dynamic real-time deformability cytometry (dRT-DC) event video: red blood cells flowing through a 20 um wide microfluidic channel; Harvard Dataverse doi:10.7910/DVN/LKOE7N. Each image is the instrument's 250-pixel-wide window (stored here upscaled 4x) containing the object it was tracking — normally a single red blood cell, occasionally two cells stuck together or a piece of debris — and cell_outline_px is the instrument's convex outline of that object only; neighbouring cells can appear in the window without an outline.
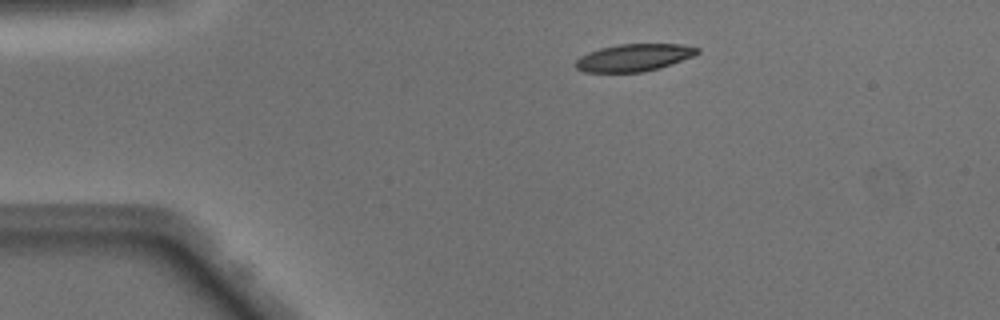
{"species": "Egyptian fruit bat (a non-hibernating species)", "species_latin": "Rousettus aegyptiacus", "temperature_condition": "warm", "stored_images_in_passage": 37, "camera_frame_rate_fps": 3000, "um_per_image_px": 0.085, "animal": {"sex": "male"}, "frame": {"image": 1, "passage_image": 1, "time_ms": 0.0, "image_size_px": [1000, 320], "cell_outline_px": [[700, 52], [692, 56], [660, 68], [644, 72], [584, 72], [576, 68], [576, 60], [580, 56], [588, 52], [600, 48], [620, 44], [680, 44], [700, 48]], "centroid_in_image_um": [53.87, 4.89], "position_along_channel_um": 31.1, "area_um2": 19.31}}
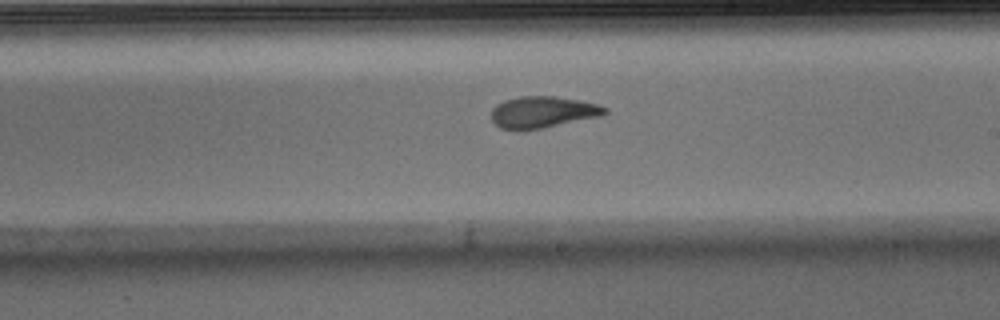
{"frame": {"image": 2, "passage_image": 20, "time_ms": 6.333, "image_size_px": [1000, 320], "cell_outline_px": [[608, 112], [600, 116], [544, 128], [516, 132], [500, 128], [492, 120], [492, 108], [496, 104], [504, 100], [520, 96], [552, 96], [580, 100], [600, 104], [608, 108]], "centroid_in_image_um": [46.12, 9.54], "position_along_channel_um": 242.9, "area_um2": 21.27}}
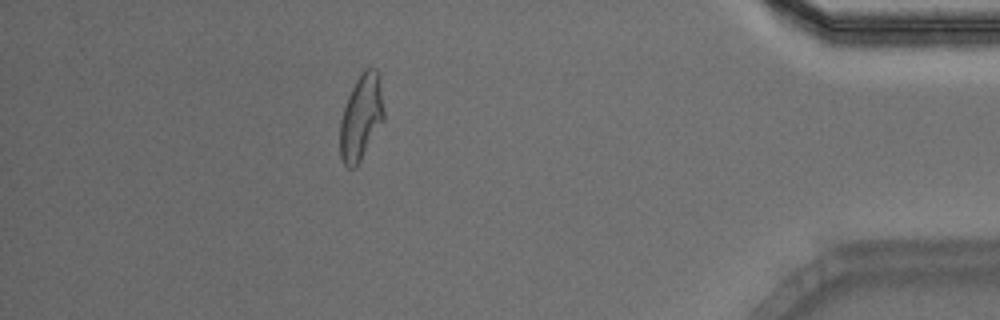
{"frame": {"image": 3, "passage_image": 35, "time_ms": 11.333, "image_size_px": [1000, 320], "cell_outline_px": [[384, 120], [356, 168], [348, 168], [344, 164], [340, 156], [340, 120], [348, 96], [356, 80], [364, 68], [376, 68], [380, 76], [384, 108]], "centroid_in_image_um": [30.71, 9.96], "position_along_channel_um": 404.5, "area_um2": 22.02}}